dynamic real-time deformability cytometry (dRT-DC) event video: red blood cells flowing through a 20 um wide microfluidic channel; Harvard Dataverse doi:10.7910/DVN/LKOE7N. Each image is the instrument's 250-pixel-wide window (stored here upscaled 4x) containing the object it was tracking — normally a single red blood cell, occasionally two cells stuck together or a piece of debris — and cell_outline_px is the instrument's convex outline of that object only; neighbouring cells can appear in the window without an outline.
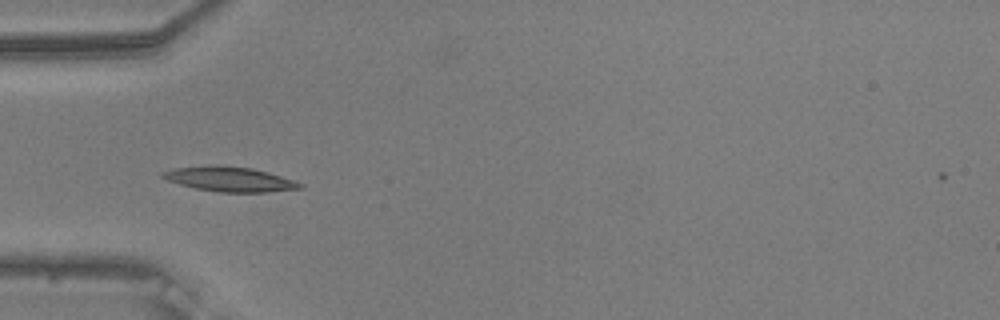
{"species": "common noctule bat (a hibernating species)", "species_latin": "Nyctalus noctula", "temperature_condition": "warm", "stored_images_in_passage": 38, "camera_frame_rate_fps": 3000, "um_per_image_px": 0.085, "animal": {"sex": "male", "body_mass_g": 20.5, "forearm_length_mm": 52.5}, "frame": {"image": 1, "passage_image": 1, "time_ms": 0.0, "image_size_px": [1000, 320], "cell_outline_px": [[304, 188], [268, 192], [220, 192], [196, 188], [180, 184], [168, 180], [160, 176], [160, 172], [172, 168], [208, 164], [220, 164], [252, 168], [268, 172], [304, 184]], "centroid_in_image_um": [19.49, 15.2], "position_along_channel_um": 65.5, "area_um2": 20.06}}
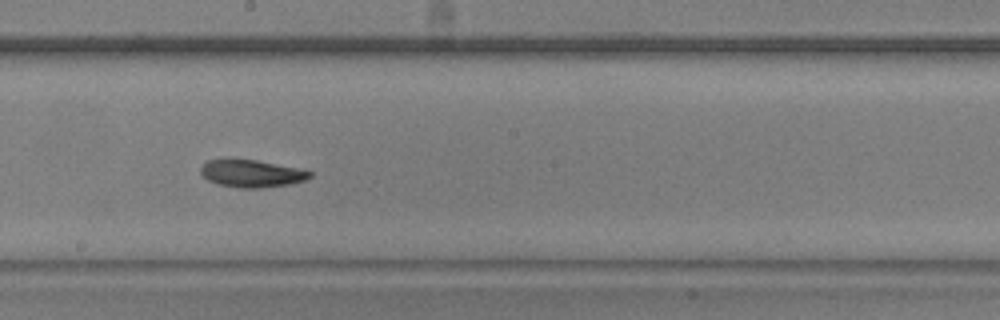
{"frame": {"image": 2, "passage_image": 14, "time_ms": 4.333, "image_size_px": [1000, 320], "cell_outline_px": [[312, 176], [304, 180], [288, 184], [260, 188], [240, 188], [216, 184], [208, 180], [200, 172], [200, 168], [208, 160], [256, 160], [296, 168], [312, 172]], "centroid_in_image_um": [21.36, 14.76], "position_along_channel_um": 226.8, "area_um2": 17.05}}
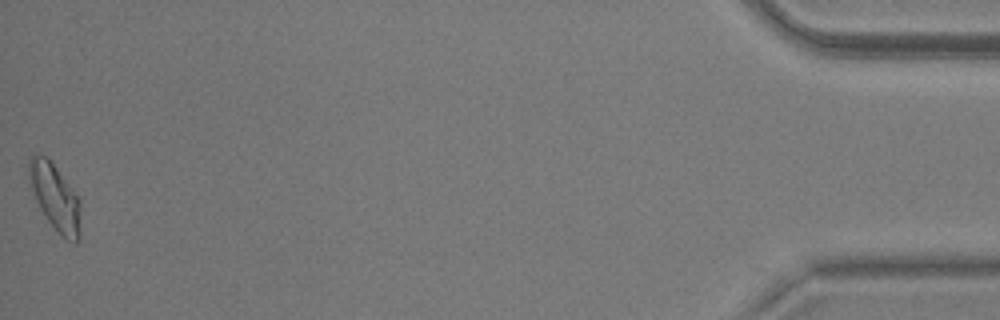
{"frame": {"image": 3, "passage_image": 38, "time_ms": 12.333, "image_size_px": [1000, 320], "cell_outline_px": [[80, 236], [76, 244], [72, 244], [48, 220], [40, 208], [36, 200], [28, 180], [28, 160], [32, 156], [44, 156], [56, 168], [80, 200]], "centroid_in_image_um": [4.69, 16.79], "position_along_channel_um": 430.5, "area_um2": 19.42}, "authors_computed_cell_mechanics": {"area_um2": 17.7446, "velocity_mm_per_s": 3.7222, "shape_relaxation_time_tau1_ms": 6.5756, "shape_relaxation_time_tau2_ms": null, "deformation_change_tau1": 0.1847, "deformation_change_tau2": null}}